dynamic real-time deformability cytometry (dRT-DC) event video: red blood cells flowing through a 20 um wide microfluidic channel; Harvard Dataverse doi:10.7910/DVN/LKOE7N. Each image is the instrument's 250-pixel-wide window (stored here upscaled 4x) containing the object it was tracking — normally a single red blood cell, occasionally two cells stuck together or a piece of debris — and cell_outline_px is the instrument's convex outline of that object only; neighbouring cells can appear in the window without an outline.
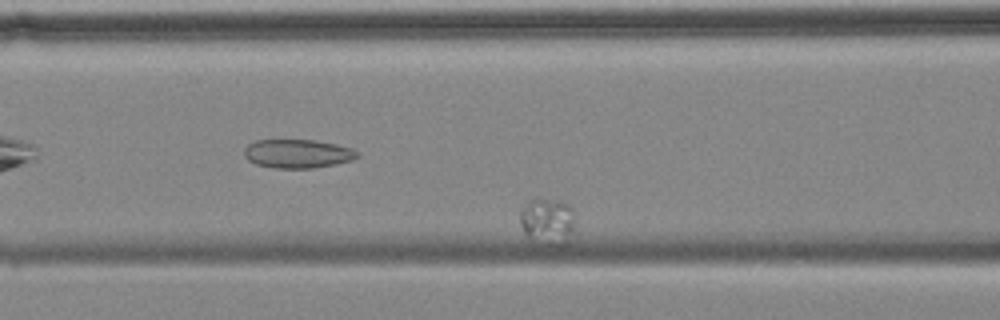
{"species": "common noctule bat (a hibernating species)", "species_latin": "Nyctalus noctula", "temperature_condition": "cold", "stored_images_in_passage": 41, "camera_frame_rate_fps": 3000, "um_per_image_px": 0.085, "animal": {"sex": "female", "body_mass_g": 18.4}, "frame": {"image": 1, "passage_image": 11, "time_ms": 3.333, "image_size_px": [1000, 320], "cell_outline_px": [[576, 224], [568, 244], [536, 244], [528, 240], [520, 224], [520, 208], [528, 200], [536, 196], [540, 196], [560, 200], [568, 204], [572, 208]], "centroid_in_image_um": [46.52, 18.78], "position_along_channel_um": 120.1, "area_um2": 15.95}}
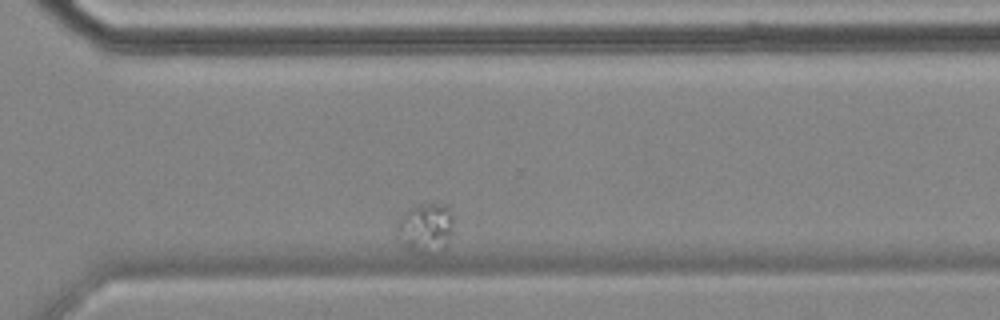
{"frame": {"image": 2, "passage_image": 37, "time_ms": 12.0, "image_size_px": [1000, 320], "cell_outline_px": [[452, 232], [444, 248], [424, 252], [420, 252], [408, 248], [396, 236], [396, 228], [404, 212], [408, 208], [420, 204], [448, 204], [452, 212]], "centroid_in_image_um": [36.18, 19.31], "position_along_channel_um": 334.4, "area_um2": 16.01}}
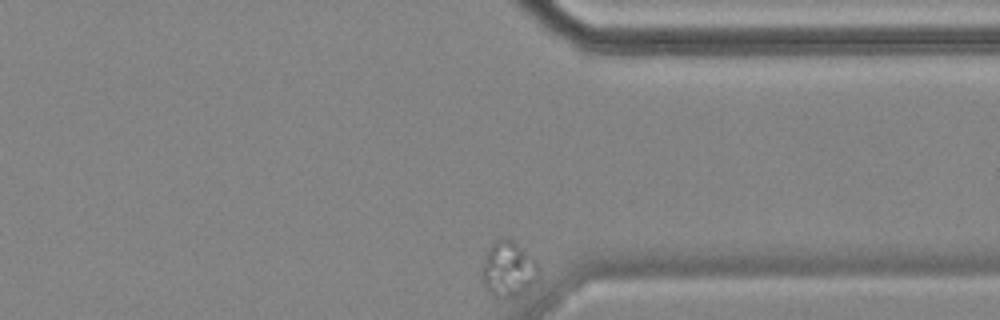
{"frame": {"image": 3, "passage_image": 41, "time_ms": 13.333, "image_size_px": [1000, 320], "cell_outline_px": [[540, 268], [536, 280], [528, 288], [516, 296], [496, 296], [484, 284], [480, 276], [480, 272], [484, 260], [492, 240], [500, 236], [504, 236], [512, 240], [524, 248]], "centroid_in_image_um": [43.19, 22.8], "position_along_channel_um": 368.2, "area_um2": 18.21}}